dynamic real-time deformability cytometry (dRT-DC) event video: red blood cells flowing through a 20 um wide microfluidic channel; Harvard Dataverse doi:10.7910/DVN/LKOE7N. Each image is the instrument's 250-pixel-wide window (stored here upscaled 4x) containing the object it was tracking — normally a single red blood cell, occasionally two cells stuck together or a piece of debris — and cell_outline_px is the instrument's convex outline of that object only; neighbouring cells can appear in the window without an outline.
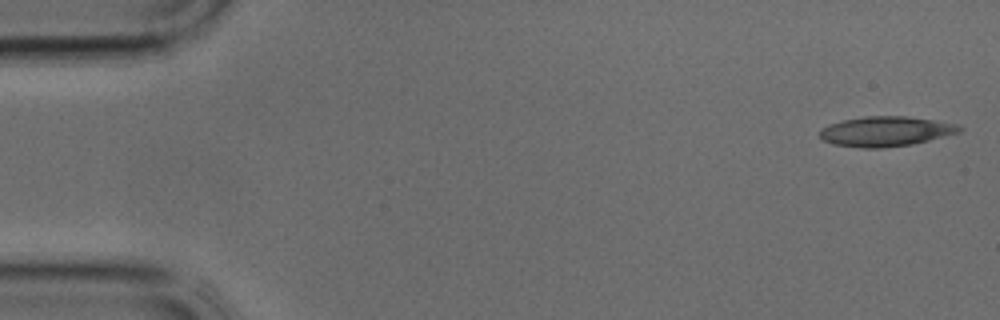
{"species": "common noctule bat (a hibernating species)", "species_latin": "Nyctalus noctula", "temperature_condition": "cold", "stored_images_in_passage": 38, "camera_frame_rate_fps": 3000, "um_per_image_px": 0.085, "animal": {"sex": "male", "body_mass_g": 17.9, "forearm_length_mm": 54.2}, "frame": {"image": 1, "passage_image": 1, "time_ms": 0.0, "image_size_px": [1000, 320], "cell_outline_px": [[964, 128], [960, 132], [912, 144], [884, 148], [864, 148], [832, 144], [824, 140], [820, 136], [820, 128], [828, 124], [844, 120], [864, 116], [904, 116], [960, 124]], "centroid_in_image_um": [75.28, 11.16], "position_along_channel_um": 9.7, "area_um2": 24.33}}
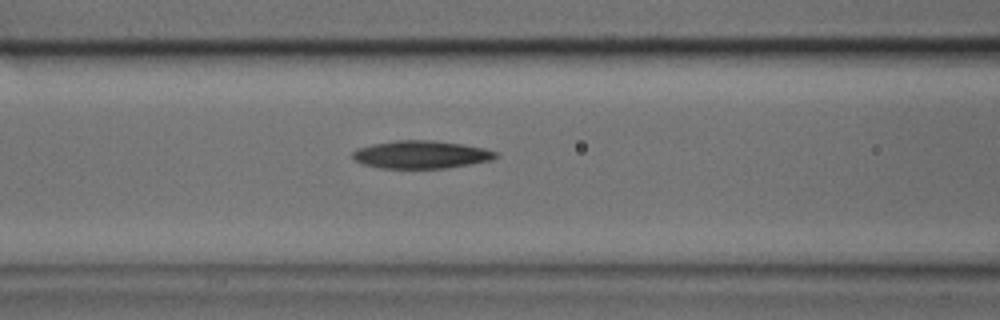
{"frame": {"image": 2, "passage_image": 15, "time_ms": 4.667, "image_size_px": [1000, 320], "cell_outline_px": [[500, 156], [492, 160], [444, 168], [380, 168], [364, 164], [356, 160], [352, 156], [352, 152], [356, 148], [372, 144], [396, 140], [436, 140], [484, 148], [496, 152]], "centroid_in_image_um": [35.78, 13.13], "position_along_channel_um": 130.8, "area_um2": 23.12}}
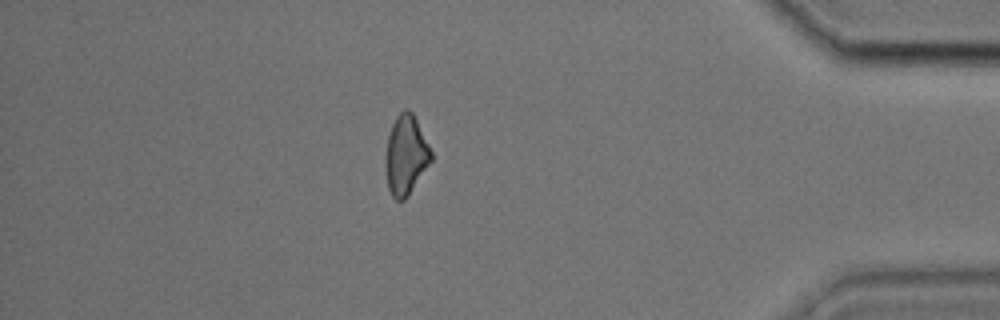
{"frame": {"image": 3, "passage_image": 33, "time_ms": 10.667, "image_size_px": [1000, 320], "cell_outline_px": [[432, 160], [408, 196], [404, 200], [396, 200], [392, 196], [388, 188], [384, 160], [384, 156], [388, 136], [392, 124], [396, 116], [404, 108], [408, 108], [412, 112], [432, 152]], "centroid_in_image_um": [34.47, 13.18], "position_along_channel_um": 400.7, "area_um2": 21.15}}